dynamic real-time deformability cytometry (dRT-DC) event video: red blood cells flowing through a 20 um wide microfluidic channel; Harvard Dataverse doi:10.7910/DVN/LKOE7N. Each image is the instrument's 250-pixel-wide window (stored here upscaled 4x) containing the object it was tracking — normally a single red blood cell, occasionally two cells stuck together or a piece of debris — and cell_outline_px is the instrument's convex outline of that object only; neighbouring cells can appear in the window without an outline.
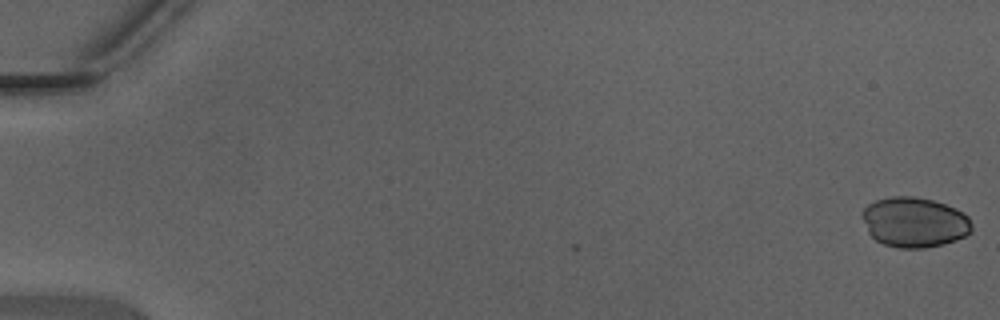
{"species": "Egyptian fruit bat (a non-hibernating species)", "species_latin": "Rousettus aegyptiacus", "temperature_condition": "warm", "stored_images_in_passage": 5, "camera_frame_rate_fps": 3000, "um_per_image_px": 0.085, "animal": {"sex": "male"}, "frame": {"image": 1, "passage_image": 1, "time_ms": 0.0, "image_size_px": [1000, 320], "cell_outline_px": [[972, 232], [956, 240], [944, 244], [924, 248], [896, 248], [884, 244], [876, 240], [868, 232], [860, 216], [860, 212], [868, 204], [876, 200], [892, 196], [912, 196], [932, 200], [956, 208], [964, 212], [968, 216], [972, 224]], "centroid_in_image_um": [77.72, 18.89], "position_along_channel_um": 7.3, "area_um2": 32.31}}